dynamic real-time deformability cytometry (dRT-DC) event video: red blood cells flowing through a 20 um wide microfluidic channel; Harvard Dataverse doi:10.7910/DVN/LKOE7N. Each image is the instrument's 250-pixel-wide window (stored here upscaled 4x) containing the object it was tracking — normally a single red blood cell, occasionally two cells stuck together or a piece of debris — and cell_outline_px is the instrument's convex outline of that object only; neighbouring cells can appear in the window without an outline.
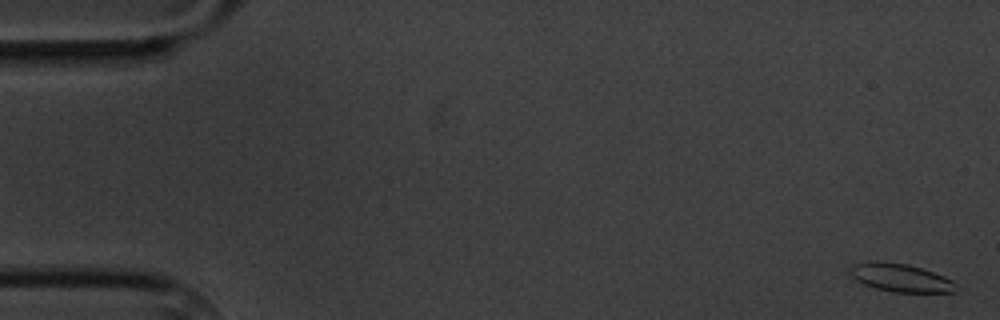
{"species": "common noctule bat (a hibernating species)", "species_latin": "Nyctalus noctula", "temperature_condition": "cold", "stored_images_in_passage": 4, "camera_frame_rate_fps": 3000, "um_per_image_px": 0.085, "animal": {"sex": "male", "body_mass_g": 20.1, "forearm_length_mm": 53.5}, "frame": {"image": 1, "passage_image": 1, "time_ms": 0.0, "image_size_px": [1000, 320], "cell_outline_px": [[956, 292], [892, 292], [876, 288], [864, 284], [856, 280], [848, 272], [852, 264], [868, 260], [908, 264], [944, 276], [952, 280], [956, 284]], "centroid_in_image_um": [76.51, 23.6], "position_along_channel_um": 8.5, "area_um2": 17.4}}